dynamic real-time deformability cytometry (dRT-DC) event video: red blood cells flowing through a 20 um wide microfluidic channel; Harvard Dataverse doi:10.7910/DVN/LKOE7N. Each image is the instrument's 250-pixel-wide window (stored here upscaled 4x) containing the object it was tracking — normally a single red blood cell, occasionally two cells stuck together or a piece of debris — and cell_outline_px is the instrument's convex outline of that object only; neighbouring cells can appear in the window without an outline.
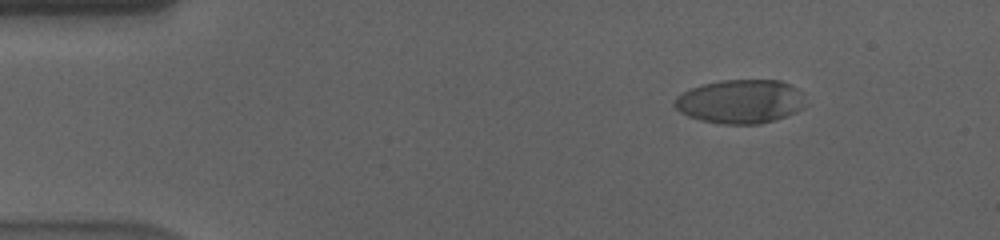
{"species": "human", "species_latin": "Homo sapiens", "temperature_condition": "cold", "stored_images_in_passage": 58, "camera_frame_rate_fps": 3000, "um_per_image_px": 0.085, "donor": {"sex": "male"}, "frame": {"image": 1, "passage_image": 9, "time_ms": 2.667, "image_size_px": [1000, 240], "cell_outline_px": [[808, 104], [796, 112], [760, 124], [720, 124], [700, 120], [688, 116], [680, 112], [672, 104], [672, 100], [676, 96], [692, 88], [704, 84], [720, 80], [780, 80], [796, 88], [800, 92]], "centroid_in_image_um": [62.91, 8.63], "position_along_channel_um": 22.1, "area_um2": 33.52}}
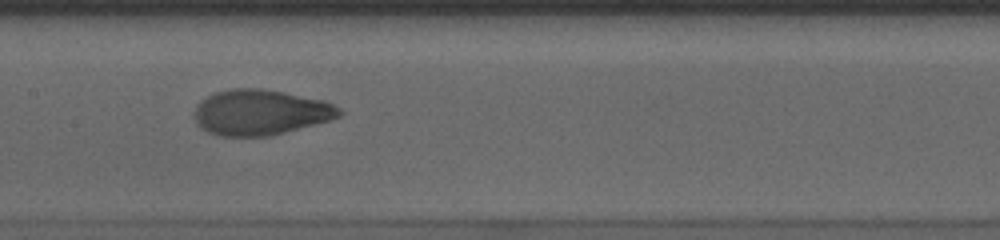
{"frame": {"image": 2, "passage_image": 30, "time_ms": 9.667, "image_size_px": [1000, 240], "cell_outline_px": [[344, 112], [340, 116], [316, 124], [272, 136], [220, 136], [208, 132], [200, 128], [196, 124], [192, 112], [196, 104], [200, 100], [216, 92], [232, 88], [260, 88], [284, 92], [324, 100], [340, 108]], "centroid_in_image_um": [22.1, 9.55], "position_along_channel_um": 185.3, "area_um2": 38.78}}
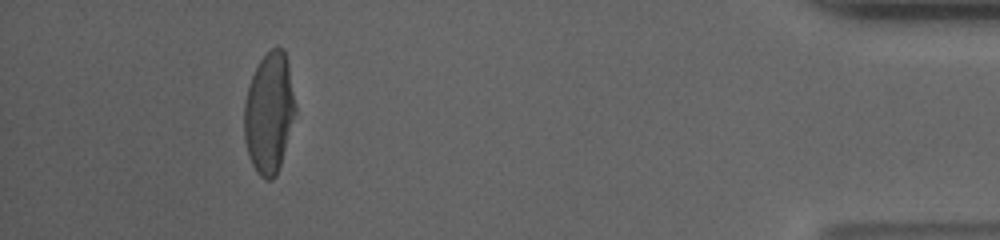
{"frame": {"image": 3, "passage_image": 54, "time_ms": 17.667, "image_size_px": [1000, 240], "cell_outline_px": [[296, 112], [280, 164], [276, 176], [272, 180], [264, 180], [256, 172], [248, 156], [244, 140], [244, 104], [248, 84], [260, 60], [272, 48], [284, 48], [288, 64], [296, 104]], "centroid_in_image_um": [22.86, 9.62], "position_along_channel_um": 412.3, "area_um2": 36.07}, "authors_computed_cell_mechanics": {"area_um2": 37.6567, "velocity_mm_per_s": 3.5849, "shape_relaxation_time_tau1_ms": 4.567, "shape_relaxation_time_tau2_ms": 1.0697, "deformation_change_tau1": 0.2124, "deformation_change_tau2": 0.056}}